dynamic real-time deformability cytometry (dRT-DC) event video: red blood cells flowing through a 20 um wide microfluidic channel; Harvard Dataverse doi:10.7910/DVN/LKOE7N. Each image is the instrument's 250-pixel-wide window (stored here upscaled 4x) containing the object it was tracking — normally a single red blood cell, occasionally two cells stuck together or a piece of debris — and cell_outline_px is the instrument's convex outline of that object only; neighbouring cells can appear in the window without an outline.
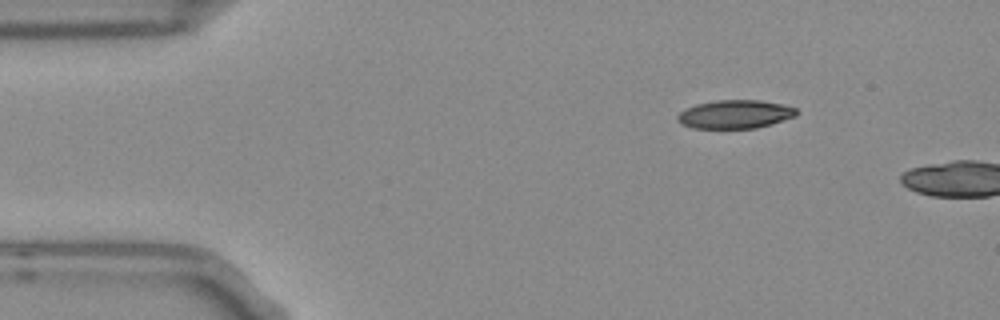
{"species": "Egyptian fruit bat (a non-hibernating species)", "species_latin": "Rousettus aegyptiacus", "temperature_condition": "room temperature", "stored_images_in_passage": 3, "camera_frame_rate_fps": 3000, "um_per_image_px": 0.085, "frame": {"image": 1, "passage_image": 1, "time_ms": 0.0, "image_size_px": [1000, 320], "cell_outline_px": [[796, 116], [772, 124], [756, 128], [692, 128], [680, 124], [676, 120], [676, 116], [680, 112], [696, 104], [716, 100], [756, 100], [780, 104], [796, 108]], "centroid_in_image_um": [62.44, 9.72], "position_along_channel_um": 22.6, "area_um2": 19.65}}